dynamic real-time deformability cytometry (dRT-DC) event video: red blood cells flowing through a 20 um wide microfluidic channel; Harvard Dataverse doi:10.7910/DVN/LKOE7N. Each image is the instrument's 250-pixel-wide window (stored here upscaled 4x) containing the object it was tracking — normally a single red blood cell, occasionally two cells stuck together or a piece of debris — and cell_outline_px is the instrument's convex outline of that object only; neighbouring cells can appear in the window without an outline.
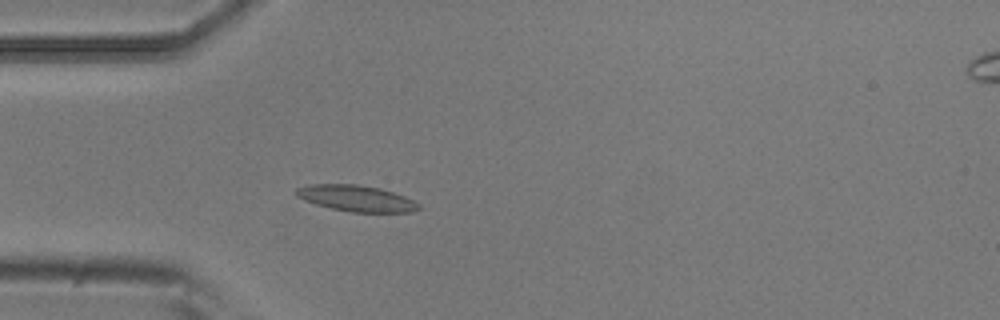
{"species": "common noctule bat (a hibernating species)", "species_latin": "Nyctalus noctula", "temperature_condition": "room temperature", "stored_images_in_passage": 4, "camera_frame_rate_fps": 3000, "um_per_image_px": 0.085, "animal": {"sex": "male", "body_mass_g": 20.5, "forearm_length_mm": 52.5}, "frame": {"image": 1, "passage_image": 4, "time_ms": 1.0, "image_size_px": [1000, 320], "cell_outline_px": [[420, 208], [412, 212], [348, 212], [316, 204], [304, 200], [296, 196], [296, 188], [308, 184], [356, 184], [380, 188], [404, 196], [420, 204]], "centroid_in_image_um": [30.27, 16.85], "position_along_channel_um": 54.7, "area_um2": 18.61}}